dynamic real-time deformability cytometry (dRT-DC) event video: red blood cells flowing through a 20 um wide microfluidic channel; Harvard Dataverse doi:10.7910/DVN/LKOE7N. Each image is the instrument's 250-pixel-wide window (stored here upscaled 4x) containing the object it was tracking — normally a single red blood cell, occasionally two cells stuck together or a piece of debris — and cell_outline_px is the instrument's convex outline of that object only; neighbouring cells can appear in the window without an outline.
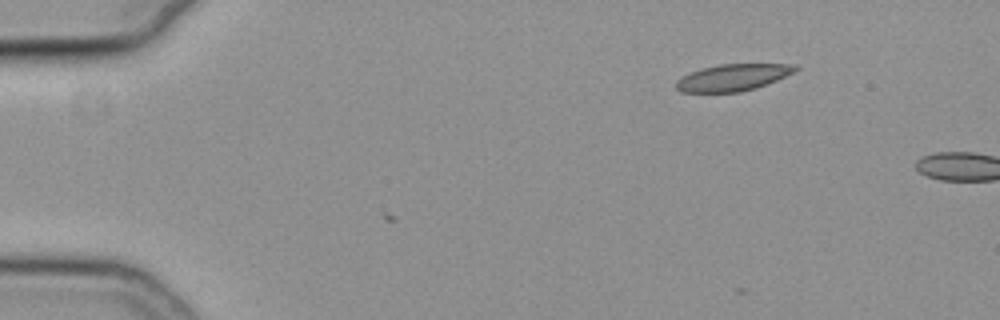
{"species": "common noctule bat (a hibernating species)", "species_latin": "Nyctalus noctula", "temperature_condition": "cold", "stored_images_in_passage": 3, "camera_frame_rate_fps": 3000, "um_per_image_px": 0.085, "animal": {"sex": "female", "body_mass_g": 19.3, "forearm_length_mm": 54.1}, "frame": {"image": 1, "passage_image": 1, "time_ms": 0.0, "image_size_px": [1000, 320], "cell_outline_px": [[800, 68], [776, 80], [756, 88], [740, 92], [680, 92], [676, 88], [676, 80], [680, 76], [700, 68], [720, 64], [796, 64]], "centroid_in_image_um": [62.24, 6.58], "position_along_channel_um": 22.8, "area_um2": 18.61}}